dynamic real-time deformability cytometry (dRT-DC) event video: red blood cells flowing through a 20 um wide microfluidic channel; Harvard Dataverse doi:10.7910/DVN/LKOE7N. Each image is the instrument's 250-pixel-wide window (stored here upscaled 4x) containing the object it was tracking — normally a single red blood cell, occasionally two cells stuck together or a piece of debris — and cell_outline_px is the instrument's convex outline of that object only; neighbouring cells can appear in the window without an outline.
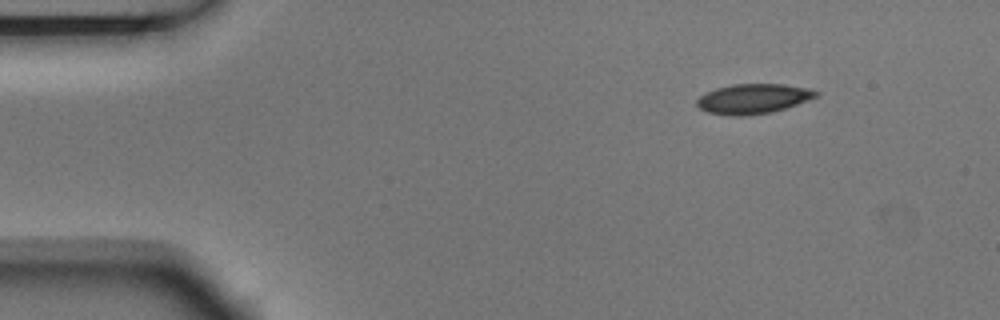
{"species": "Egyptian fruit bat (a non-hibernating species)", "species_latin": "Rousettus aegyptiacus", "temperature_condition": "room temperature", "stored_images_in_passage": 5, "camera_frame_rate_fps": 3000, "um_per_image_px": 0.085, "animal": {"sex": "male"}, "frame": {"image": 1, "passage_image": 5, "time_ms": 1.333, "image_size_px": [1000, 320], "cell_outline_px": [[820, 96], [772, 112], [744, 116], [732, 116], [708, 112], [700, 108], [696, 104], [696, 100], [704, 92], [716, 88], [732, 84], [784, 84], [808, 88], [820, 92]], "centroid_in_image_um": [64.02, 8.39], "position_along_channel_um": 21.0, "area_um2": 20.81}}